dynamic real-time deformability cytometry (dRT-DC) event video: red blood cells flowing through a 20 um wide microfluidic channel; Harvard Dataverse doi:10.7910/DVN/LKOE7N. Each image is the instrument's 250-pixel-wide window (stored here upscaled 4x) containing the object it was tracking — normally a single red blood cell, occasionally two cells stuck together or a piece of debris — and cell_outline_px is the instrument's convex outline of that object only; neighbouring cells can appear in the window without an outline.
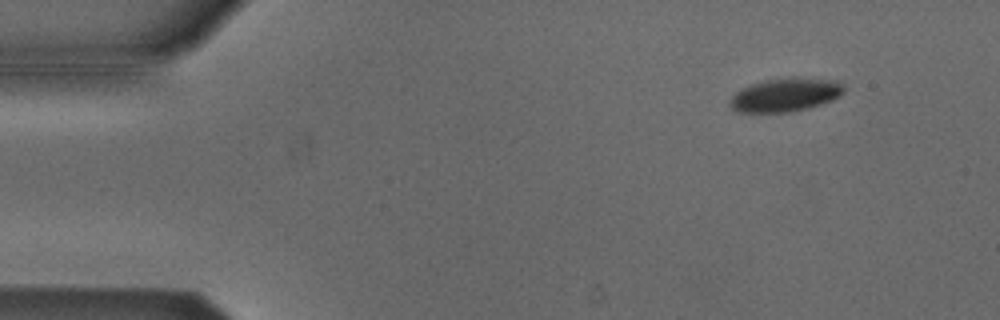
{"species": "Egyptian fruit bat (a non-hibernating species)", "species_latin": "Rousettus aegyptiacus", "temperature_condition": "cold", "stored_images_in_passage": 51, "camera_frame_rate_fps": 3000, "um_per_image_px": 0.085, "animal": {"sex": "male"}, "frame": {"image": 1, "passage_image": 6, "time_ms": 1.667, "image_size_px": [1000, 320], "cell_outline_px": [[844, 92], [840, 96], [832, 100], [808, 108], [792, 112], [736, 112], [728, 104], [732, 96], [736, 92], [752, 84], [764, 80], [792, 76], [796, 76], [840, 80], [844, 84]], "centroid_in_image_um": [66.81, 8.04], "position_along_channel_um": 18.2, "area_um2": 22.66}}
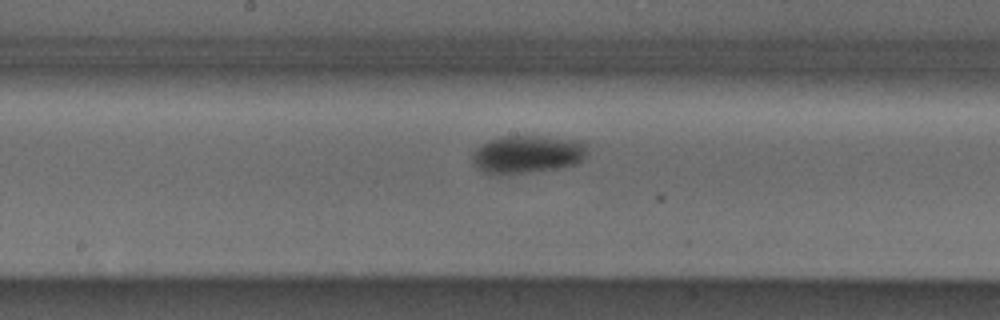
{"frame": {"image": 2, "passage_image": 28, "time_ms": 9.0, "image_size_px": [1000, 320], "cell_outline_px": [[588, 140], [584, 160], [576, 164], [560, 168], [520, 172], [484, 172], [472, 164], [472, 152], [476, 148], [488, 140], [500, 136], [544, 136]], "centroid_in_image_um": [44.89, 13.06], "position_along_channel_um": 203.3, "area_um2": 25.43}}
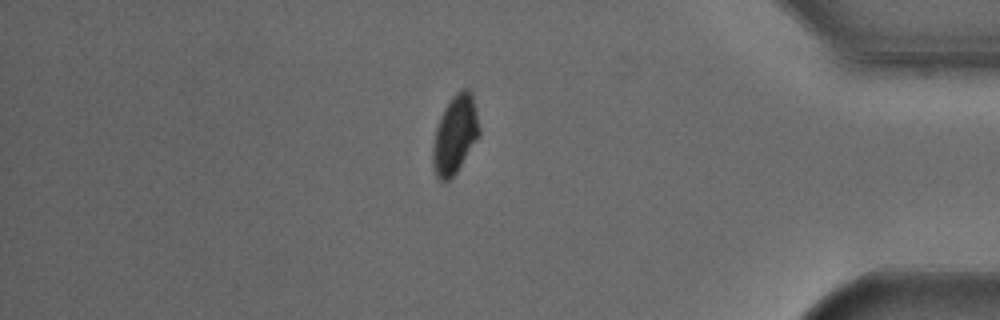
{"frame": {"image": 3, "passage_image": 46, "time_ms": 15.0, "image_size_px": [1000, 320], "cell_outline_px": [[480, 136], [456, 172], [448, 180], [440, 180], [436, 176], [432, 164], [432, 148], [436, 128], [440, 116], [444, 108], [452, 96], [456, 92], [464, 88], [468, 88], [472, 92], [480, 128]], "centroid_in_image_um": [38.68, 11.41], "position_along_channel_um": 396.5, "area_um2": 21.27}}